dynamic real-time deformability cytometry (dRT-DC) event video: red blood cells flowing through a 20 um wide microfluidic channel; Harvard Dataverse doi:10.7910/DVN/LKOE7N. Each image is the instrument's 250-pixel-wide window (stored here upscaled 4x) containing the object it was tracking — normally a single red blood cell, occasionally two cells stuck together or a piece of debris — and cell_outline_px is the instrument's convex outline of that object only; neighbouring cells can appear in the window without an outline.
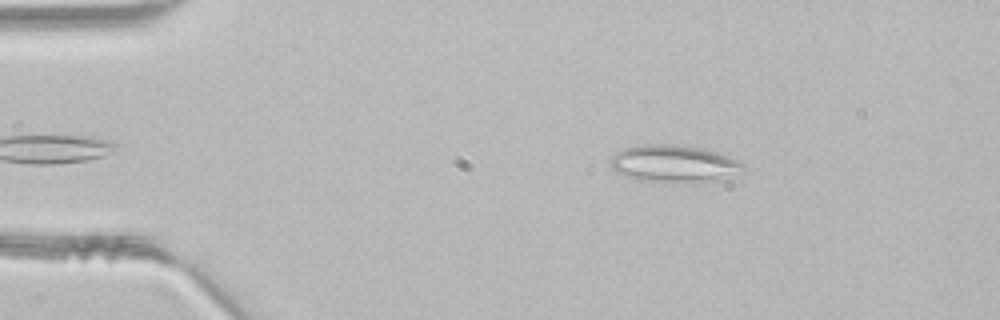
{"species": "common noctule bat (a hibernating species)", "species_latin": "Nyctalus noctula", "temperature_condition": "room temperature", "stored_images_in_passage": 41, "segment_of_instrument_passage": [1, 2], "camera_frame_rate_fps": 3000, "um_per_image_px": 0.085, "animal": {"sex": "male", "body_mass_g": 21.5, "forearm_length_mm": 52.0}, "frame": {"image": 1, "passage_image": 3, "time_ms": 0.667, "image_size_px": [1000, 320], "cell_outline_px": [[744, 168], [728, 180], [640, 180], [616, 172], [612, 168], [612, 156], [616, 152], [624, 148], [644, 144], [664, 144], [700, 148], [720, 152], [740, 160], [744, 164]], "centroid_in_image_um": [57.35, 13.88], "position_along_channel_um": 27.7, "area_um2": 28.09}}
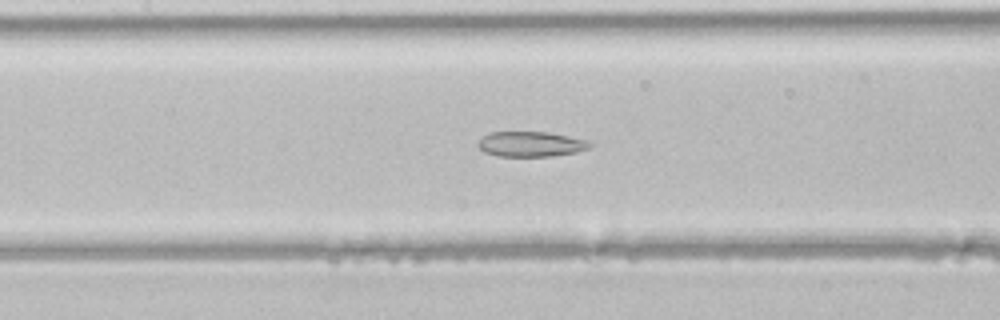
{"frame": {"image": 2, "passage_image": 16, "time_ms": 5.0, "image_size_px": [1000, 320], "cell_outline_px": [[592, 144], [588, 148], [576, 152], [552, 156], [496, 156], [484, 152], [476, 144], [484, 136], [492, 132], [548, 132], [592, 140]], "centroid_in_image_um": [45.16, 12.24], "position_along_channel_um": 162.2, "area_um2": 16.47}}
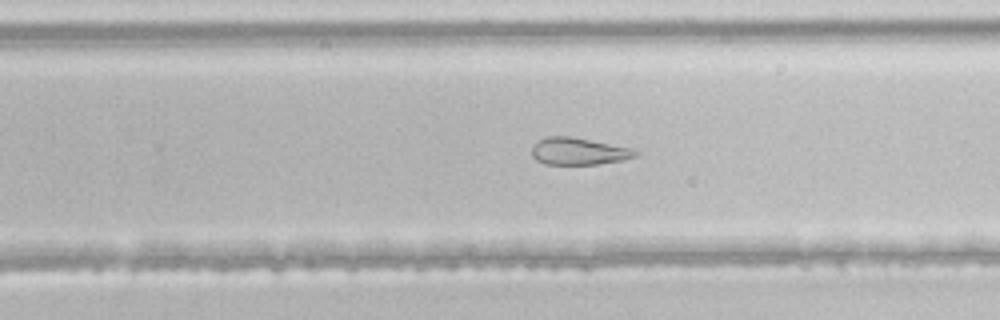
{"frame": {"image": 3, "passage_image": 24, "time_ms": 7.667, "image_size_px": [1000, 320], "cell_outline_px": [[640, 152], [636, 156], [624, 160], [596, 164], [544, 164], [536, 160], [532, 156], [532, 148], [540, 140], [548, 136], [568, 136], [628, 148]], "centroid_in_image_um": [49.16, 12.88], "position_along_channel_um": 280.6, "area_um2": 15.95}}